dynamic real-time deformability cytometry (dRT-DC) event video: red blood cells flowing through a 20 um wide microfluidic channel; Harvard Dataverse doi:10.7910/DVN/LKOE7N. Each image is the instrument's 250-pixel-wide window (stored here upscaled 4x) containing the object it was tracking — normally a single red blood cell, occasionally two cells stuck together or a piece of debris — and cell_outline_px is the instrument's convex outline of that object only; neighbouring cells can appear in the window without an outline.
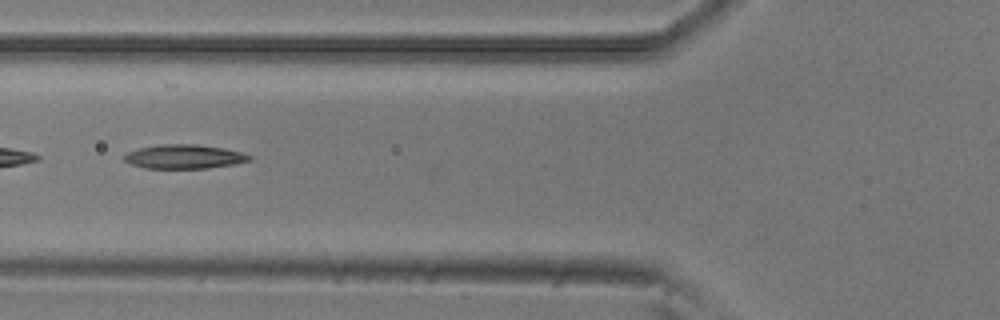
{"species": "common noctule bat (a hibernating species)", "species_latin": "Nyctalus noctula", "temperature_condition": "room temperature", "stored_images_in_passage": 6, "camera_frame_rate_fps": 3000, "um_per_image_px": 0.085, "animal": {"sex": "male", "body_mass_g": 20.5, "forearm_length_mm": 52.5}, "frame": {"image": 1, "passage_image": 6, "time_ms": 1.667, "image_size_px": [1000, 320], "cell_outline_px": [[252, 160], [232, 164], [208, 168], [144, 168], [128, 164], [124, 160], [124, 156], [128, 152], [140, 148], [160, 144], [196, 144], [224, 148], [240, 152], [252, 156]], "centroid_in_image_um": [15.64, 13.31], "position_along_channel_um": 110.2, "area_um2": 17.51}}